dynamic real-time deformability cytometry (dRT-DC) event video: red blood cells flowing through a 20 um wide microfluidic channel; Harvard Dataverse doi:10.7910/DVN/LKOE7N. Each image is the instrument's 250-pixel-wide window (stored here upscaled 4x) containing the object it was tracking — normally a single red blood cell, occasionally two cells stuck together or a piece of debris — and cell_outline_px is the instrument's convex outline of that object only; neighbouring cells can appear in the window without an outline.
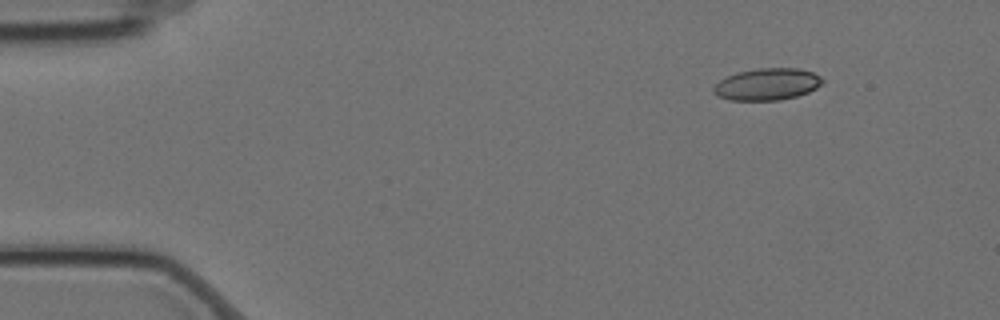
{"species": "Egyptian fruit bat (a non-hibernating species)", "species_latin": "Rousettus aegyptiacus", "temperature_condition": "cold", "stored_images_in_passage": 5, "camera_frame_rate_fps": 3000, "um_per_image_px": 0.085, "animal": {"sex": "female"}, "frame": {"image": 1, "passage_image": 1, "time_ms": 0.0, "image_size_px": [1000, 320], "cell_outline_px": [[824, 80], [816, 88], [808, 92], [796, 96], [780, 100], [728, 100], [716, 96], [712, 92], [712, 88], [720, 80], [736, 72], [756, 68], [796, 68], [812, 72], [820, 76]], "centroid_in_image_um": [65.17, 7.16], "position_along_channel_um": 19.8, "area_um2": 20.29}}
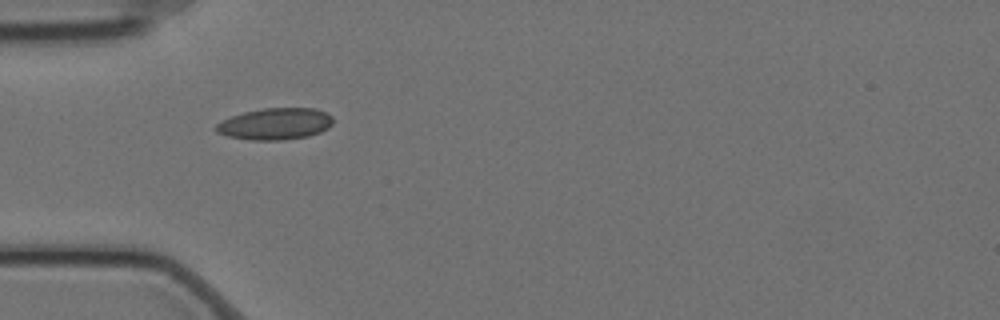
{"frame": {"image": 2, "passage_image": 4, "time_ms": 1.0, "image_size_px": [1000, 320], "cell_outline_px": [[332, 124], [328, 128], [320, 132], [308, 136], [280, 140], [252, 140], [228, 136], [216, 132], [216, 124], [232, 116], [244, 112], [264, 108], [316, 108], [328, 112], [332, 116]], "centroid_in_image_um": [23.43, 10.52], "position_along_channel_um": 61.6, "area_um2": 21.5}}
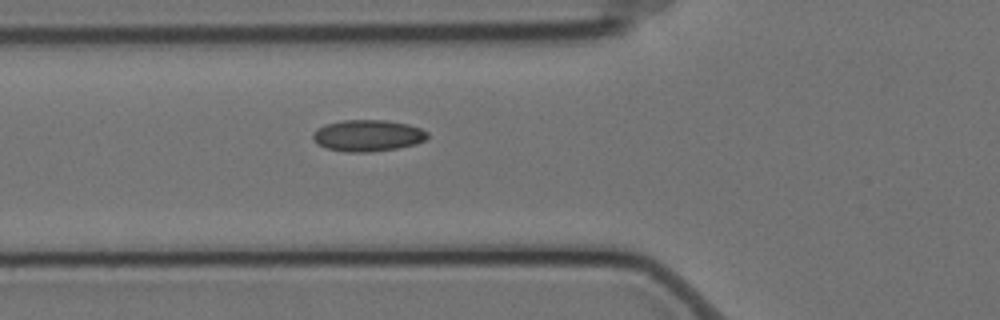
{"frame": {"image": 3, "passage_image": 5, "time_ms": 1.333, "image_size_px": [1000, 320], "cell_outline_px": [[428, 136], [424, 140], [416, 144], [396, 148], [368, 152], [348, 152], [324, 148], [312, 136], [312, 132], [316, 128], [324, 124], [344, 120], [384, 120], [408, 124], [420, 128], [428, 132]], "centroid_in_image_um": [31.24, 11.51], "position_along_channel_um": 94.6, "area_um2": 20.98}}